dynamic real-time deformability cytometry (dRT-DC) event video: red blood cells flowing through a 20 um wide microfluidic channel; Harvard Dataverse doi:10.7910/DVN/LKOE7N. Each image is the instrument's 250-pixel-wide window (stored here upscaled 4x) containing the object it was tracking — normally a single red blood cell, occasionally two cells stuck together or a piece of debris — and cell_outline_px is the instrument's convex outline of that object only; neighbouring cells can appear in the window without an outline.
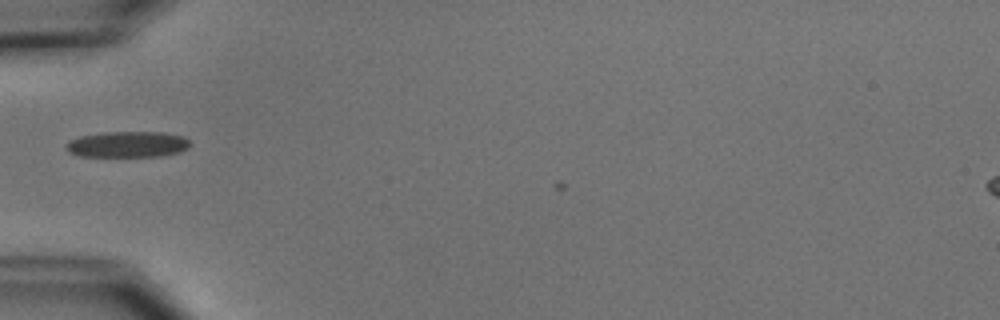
{"species": "common noctule bat (a hibernating species)", "species_latin": "Nyctalus noctula", "temperature_condition": "cold", "stored_images_in_passage": 4, "camera_frame_rate_fps": 3000, "um_per_image_px": 0.085, "animal": {"sex": "male", "body_mass_g": 15.6}, "frame": {"image": 1, "passage_image": 2, "time_ms": 0.333, "image_size_px": [1000, 320], "cell_outline_px": [[192, 144], [188, 148], [180, 152], [164, 156], [80, 156], [68, 152], [64, 148], [64, 144], [68, 140], [80, 136], [104, 132], [160, 132], [184, 136]], "centroid_in_image_um": [10.83, 12.27], "position_along_channel_um": 74.2, "area_um2": 19.02}}